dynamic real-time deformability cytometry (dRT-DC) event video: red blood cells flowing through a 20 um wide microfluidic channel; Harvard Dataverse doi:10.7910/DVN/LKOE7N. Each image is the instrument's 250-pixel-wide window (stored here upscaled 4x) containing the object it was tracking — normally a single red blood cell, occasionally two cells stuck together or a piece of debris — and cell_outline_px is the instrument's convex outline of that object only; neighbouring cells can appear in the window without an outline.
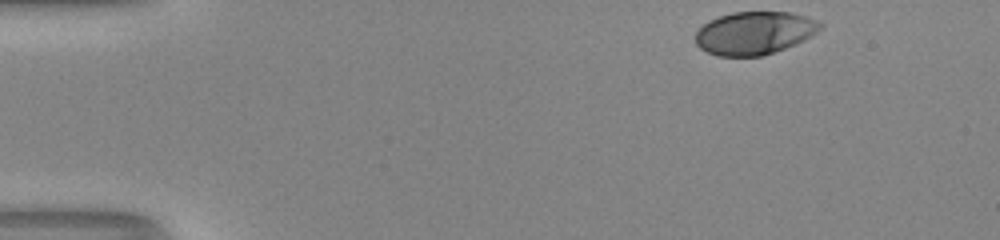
{"species": "human", "species_latin": "Homo sapiens", "temperature_condition": "room temperature", "stored_images_in_passage": 37, "camera_frame_rate_fps": 3000, "um_per_image_px": 0.085, "donor": {"sex": "male"}, "frame": {"image": 1, "passage_image": 1, "time_ms": 0.0, "image_size_px": [1000, 240], "cell_outline_px": [[824, 24], [816, 32], [804, 40], [796, 44], [760, 56], [716, 56], [700, 48], [696, 44], [696, 32], [708, 20], [732, 12], [788, 12], [808, 16]], "centroid_in_image_um": [64.12, 2.8], "position_along_channel_um": 20.9, "area_um2": 31.1}}
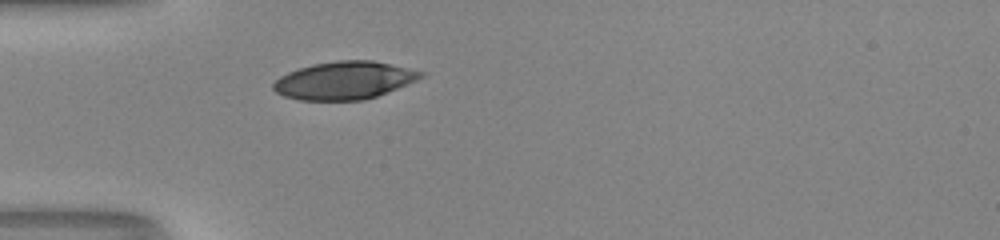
{"frame": {"image": 2, "passage_image": 11, "time_ms": 3.333, "image_size_px": [1000, 240], "cell_outline_px": [[428, 72], [424, 76], [416, 80], [376, 96], [364, 100], [300, 100], [284, 96], [276, 92], [272, 88], [272, 84], [280, 76], [288, 72], [312, 64], [336, 60], [372, 60]], "centroid_in_image_um": [29.26, 6.82], "position_along_channel_um": 55.7, "area_um2": 32.43}}
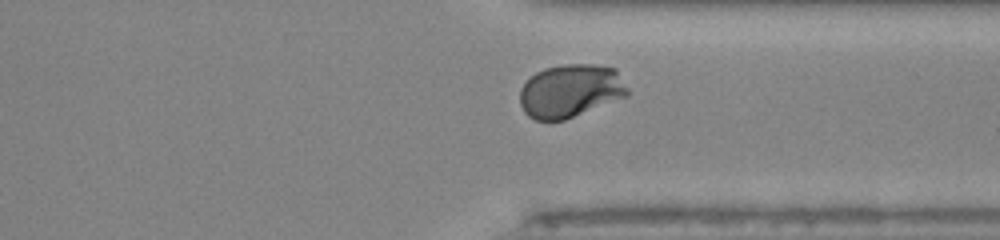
{"frame": {"image": 3, "passage_image": 34, "time_ms": 11.0, "image_size_px": [1000, 240], "cell_outline_px": [[628, 96], [564, 120], [536, 120], [528, 116], [524, 112], [520, 104], [520, 88], [536, 72], [544, 68], [564, 64], [592, 64], [616, 68], [628, 88]], "centroid_in_image_um": [48.5, 7.72], "position_along_channel_um": 362.9, "area_um2": 33.47}, "authors_computed_cell_mechanics": {"area_um2": 32.5414, "velocity_mm_per_s": 4.1183, "shape_relaxation_time_tau1_ms": 3.6949, "shape_relaxation_time_tau2_ms": null, "deformation_change_tau1": 0.1909, "deformation_change_tau2": null}}